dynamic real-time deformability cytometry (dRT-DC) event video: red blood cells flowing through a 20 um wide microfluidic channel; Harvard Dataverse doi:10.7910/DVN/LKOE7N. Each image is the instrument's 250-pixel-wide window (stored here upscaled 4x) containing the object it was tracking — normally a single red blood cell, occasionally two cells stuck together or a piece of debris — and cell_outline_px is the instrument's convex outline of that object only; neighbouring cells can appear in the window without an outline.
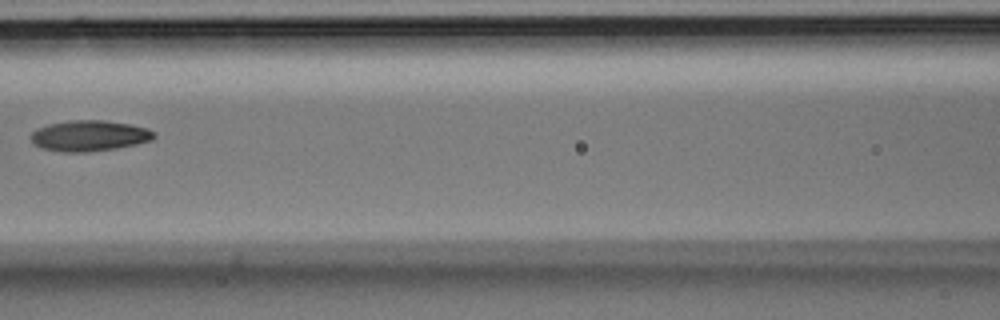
{"species": "Egyptian fruit bat (a non-hibernating species)", "species_latin": "Rousettus aegyptiacus", "temperature_condition": "room temperature", "stored_images_in_passage": 3, "camera_frame_rate_fps": 3000, "um_per_image_px": 0.085, "animal": {"sex": "male"}, "frame": {"image": 1, "passage_image": 3, "time_ms": 0.667, "image_size_px": [1000, 320], "cell_outline_px": [[156, 136], [152, 140], [136, 144], [116, 148], [88, 152], [60, 152], [44, 148], [36, 144], [32, 140], [32, 132], [48, 124], [72, 120], [104, 120], [128, 124], [148, 128], [156, 132]], "centroid_in_image_um": [7.65, 11.54], "position_along_channel_um": 158.9, "area_um2": 21.91}}